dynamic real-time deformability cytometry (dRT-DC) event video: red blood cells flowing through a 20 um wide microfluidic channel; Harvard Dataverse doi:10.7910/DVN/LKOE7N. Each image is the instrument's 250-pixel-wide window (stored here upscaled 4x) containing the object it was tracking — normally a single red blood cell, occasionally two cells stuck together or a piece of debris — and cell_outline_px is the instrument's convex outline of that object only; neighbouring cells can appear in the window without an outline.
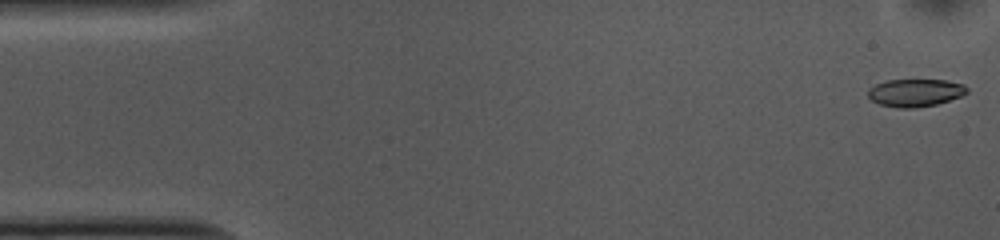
{"species": "common noctule bat (a hibernating species)", "species_latin": "Nyctalus noctula", "temperature_condition": "cold", "stored_images_in_passage": 52, "camera_frame_rate_fps": 3000, "um_per_image_px": 0.085, "animal": {"sex": "female", "body_mass_g": 10.0, "forearm_length_mm": 53.1}, "frame": {"image": 1, "passage_image": 1, "time_ms": 0.0, "image_size_px": [1000, 240], "cell_outline_px": [[968, 92], [960, 96], [936, 104], [916, 108], [896, 108], [880, 104], [872, 100], [868, 96], [868, 88], [876, 84], [888, 80], [948, 80], [964, 84], [968, 88]], "centroid_in_image_um": [77.8, 7.88], "position_along_channel_um": 7.2, "area_um2": 15.95}}
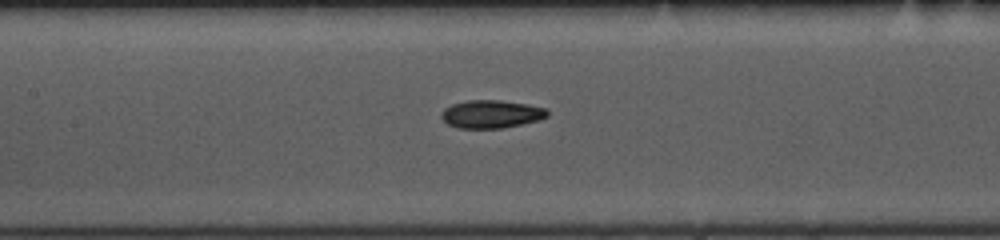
{"frame": {"image": 2, "passage_image": 23, "time_ms": 7.333, "image_size_px": [1000, 240], "cell_outline_px": [[548, 116], [536, 120], [520, 124], [500, 128], [456, 128], [448, 124], [440, 116], [444, 108], [452, 104], [468, 100], [500, 100], [528, 104], [548, 108]], "centroid_in_image_um": [41.74, 9.69], "position_along_channel_um": 165.7, "area_um2": 17.22}}
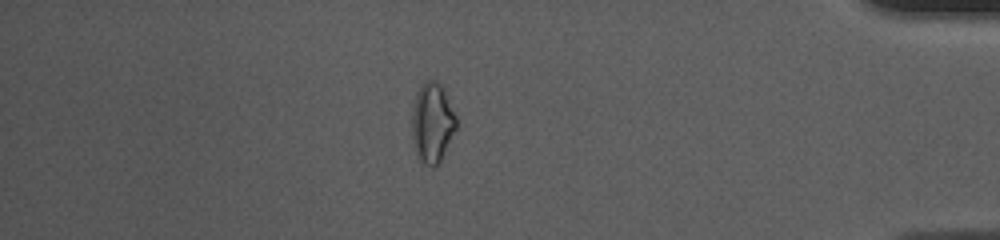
{"frame": {"image": 3, "passage_image": 45, "time_ms": 14.667, "image_size_px": [1000, 240], "cell_outline_px": [[456, 128], [440, 164], [436, 168], [432, 168], [424, 164], [416, 156], [412, 136], [412, 112], [416, 92], [420, 84], [424, 80], [436, 80], [444, 88], [456, 116]], "centroid_in_image_um": [36.74, 10.45], "position_along_channel_um": 398.5, "area_um2": 21.1}, "authors_computed_cell_mechanics": {"area_um2": 17.1377, "velocity_mm_per_s": 3.7408, "shape_relaxation_time_tau1_ms": 6.2362, "shape_relaxation_time_tau2_ms": 3.9655, "deformation_change_tau1": 0.1483, "deformation_change_tau2": 0.0947}}